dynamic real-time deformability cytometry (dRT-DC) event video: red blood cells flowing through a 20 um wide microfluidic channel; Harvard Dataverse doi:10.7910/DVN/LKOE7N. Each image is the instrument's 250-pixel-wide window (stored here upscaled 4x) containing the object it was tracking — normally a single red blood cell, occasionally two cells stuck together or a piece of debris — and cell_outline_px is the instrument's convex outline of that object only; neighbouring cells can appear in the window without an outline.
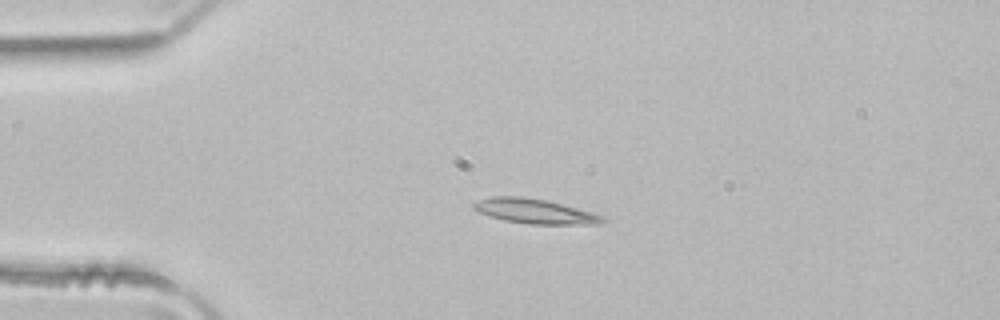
{"species": "common noctule bat (a hibernating species)", "species_latin": "Nyctalus noctula", "temperature_condition": "room temperature", "stored_images_in_passage": 4, "camera_frame_rate_fps": 3000, "um_per_image_px": 0.085, "animal": {"sex": "male", "body_mass_g": 21.5, "forearm_length_mm": 52.0}, "frame": {"image": 1, "passage_image": 2, "time_ms": 0.333, "image_size_px": [1000, 320], "cell_outline_px": [[608, 220], [600, 224], [528, 224], [504, 220], [480, 212], [472, 208], [472, 204], [480, 200], [492, 196], [520, 196], [544, 200], [592, 212], [604, 216]], "centroid_in_image_um": [45.48, 17.96], "position_along_channel_um": 39.5, "area_um2": 18.32}}
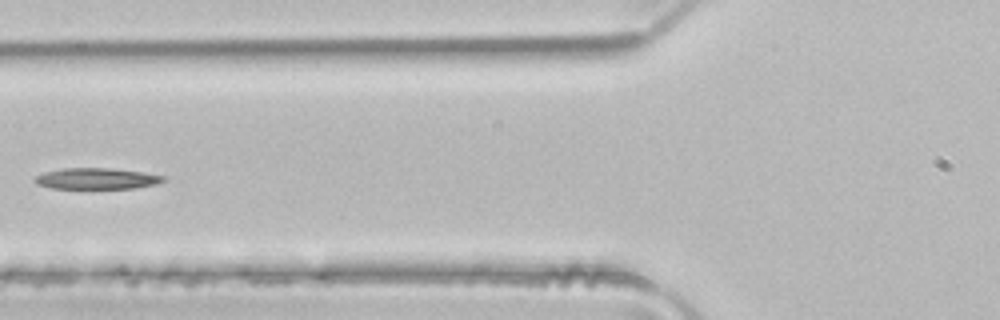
{"frame": {"image": 2, "passage_image": 4, "time_ms": 1.0, "image_size_px": [1000, 320], "cell_outline_px": [[168, 180], [156, 184], [132, 188], [52, 188], [36, 184], [32, 180], [36, 176], [44, 172], [64, 168], [112, 168], [144, 172], [168, 176]], "centroid_in_image_um": [8.26, 15.17], "position_along_channel_um": 117.5, "area_um2": 15.95}}